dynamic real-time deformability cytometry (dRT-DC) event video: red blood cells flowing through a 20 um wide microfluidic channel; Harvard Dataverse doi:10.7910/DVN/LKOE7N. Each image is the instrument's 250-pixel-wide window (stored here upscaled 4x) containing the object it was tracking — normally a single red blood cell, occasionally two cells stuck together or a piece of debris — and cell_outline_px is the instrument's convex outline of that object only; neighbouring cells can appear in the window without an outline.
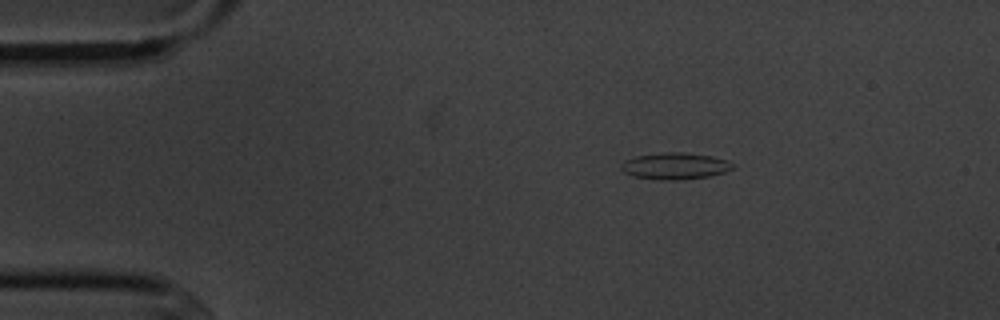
{"species": "common noctule bat (a hibernating species)", "species_latin": "Nyctalus noctula", "temperature_condition": "cold", "stored_images_in_passage": 4, "camera_frame_rate_fps": 3000, "um_per_image_px": 0.085, "animal": {"sex": "male", "body_mass_g": 20.1, "forearm_length_mm": 53.5}, "frame": {"image": 1, "passage_image": 4, "time_ms": 4.333, "image_size_px": [1000, 320], "cell_outline_px": [[736, 168], [724, 172], [708, 176], [680, 180], [656, 180], [632, 176], [624, 172], [620, 168], [620, 164], [624, 160], [636, 156], [664, 152], [684, 152], [712, 156], [728, 160], [736, 164]], "centroid_in_image_um": [57.39, 14.11], "position_along_channel_um": 27.6, "area_um2": 17.63}}